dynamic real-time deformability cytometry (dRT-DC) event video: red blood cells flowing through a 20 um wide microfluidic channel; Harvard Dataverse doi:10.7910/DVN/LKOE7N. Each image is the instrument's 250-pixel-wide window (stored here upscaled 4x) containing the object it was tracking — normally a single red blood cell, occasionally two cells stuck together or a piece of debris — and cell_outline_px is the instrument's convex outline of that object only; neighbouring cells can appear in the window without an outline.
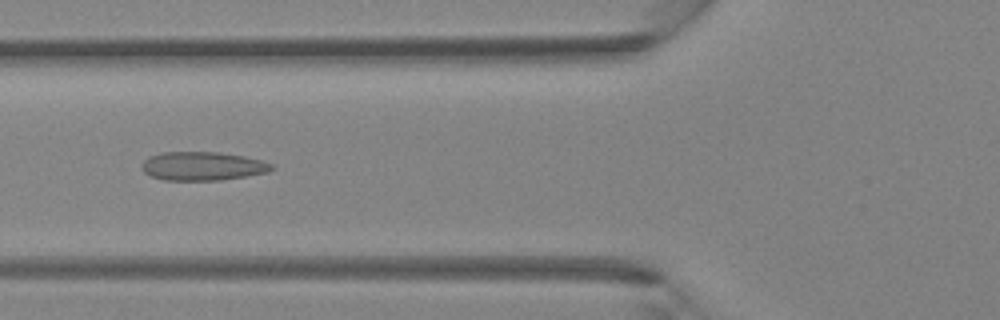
{"species": "Egyptian fruit bat (a non-hibernating species)", "species_latin": "Rousettus aegyptiacus", "temperature_condition": "room temperature", "stored_images_in_passage": 41, "camera_frame_rate_fps": 3000, "um_per_image_px": 0.085, "animal": {"sex": "female"}, "frame": {"image": 1, "passage_image": 14, "time_ms": 4.333, "image_size_px": [1000, 320], "cell_outline_px": [[276, 168], [268, 172], [220, 180], [164, 180], [152, 176], [144, 172], [140, 168], [140, 164], [148, 156], [164, 152], [220, 152], [244, 156], [264, 160], [272, 164]], "centroid_in_image_um": [17.22, 14.11], "position_along_channel_um": 108.6, "area_um2": 21.85}}
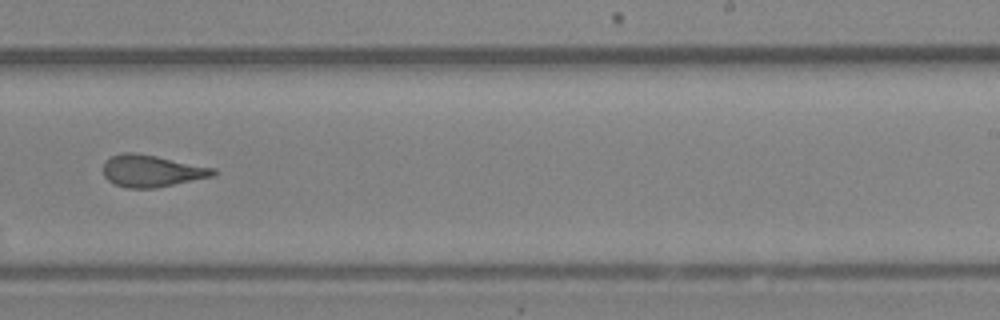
{"frame": {"image": 2, "passage_image": 25, "time_ms": 8.0, "image_size_px": [1000, 320], "cell_outline_px": [[216, 172], [212, 176], [156, 188], [128, 188], [116, 184], [108, 180], [104, 176], [104, 164], [112, 156], [124, 152], [136, 152], [216, 168]], "centroid_in_image_um": [12.9, 14.52], "position_along_channel_um": 276.1, "area_um2": 20.23}}
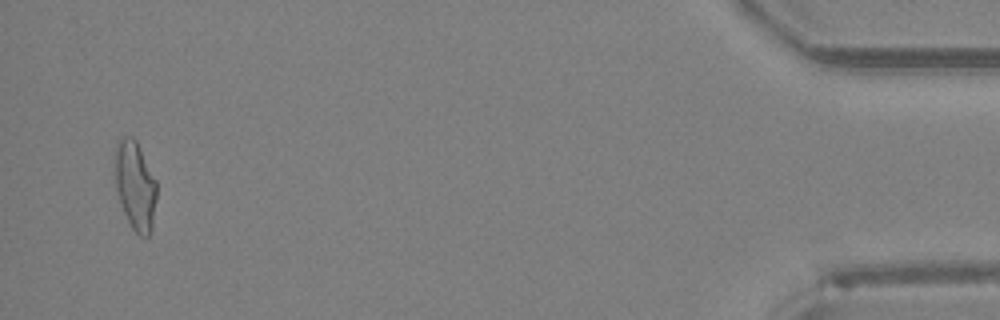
{"frame": {"image": 3, "passage_image": 40, "time_ms": 13.0, "image_size_px": [1000, 320], "cell_outline_px": [[156, 200], [152, 228], [148, 236], [140, 236], [132, 228], [124, 212], [116, 188], [116, 148], [120, 136], [132, 136], [136, 140], [156, 180]], "centroid_in_image_um": [11.51, 15.77], "position_along_channel_um": 423.7, "area_um2": 21.21}}